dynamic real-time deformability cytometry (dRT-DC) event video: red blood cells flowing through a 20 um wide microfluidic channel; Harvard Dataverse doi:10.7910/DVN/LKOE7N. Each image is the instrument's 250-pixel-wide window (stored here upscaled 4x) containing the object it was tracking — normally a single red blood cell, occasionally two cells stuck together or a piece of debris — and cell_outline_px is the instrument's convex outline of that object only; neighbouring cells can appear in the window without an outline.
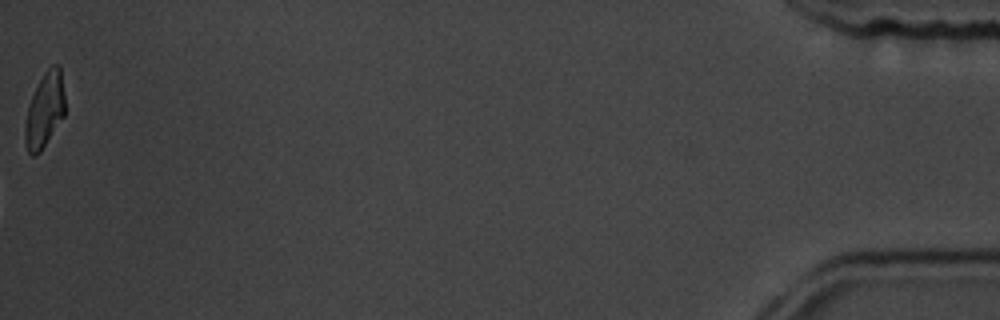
{"species": "common noctule bat (a hibernating species)", "species_latin": "Nyctalus noctula", "temperature_condition": "room temperature", "stored_images_in_passage": 15, "camera_frame_rate_fps": 3000, "um_per_image_px": 0.085, "animal": {"sex": "male", "body_mass_g": 19.5, "forearm_length_mm": 54.6}, "frame": {"image": 1, "passage_image": 15, "time_ms": 18.0, "image_size_px": [1000, 320], "cell_outline_px": [[64, 116], [40, 152], [36, 156], [32, 156], [28, 152], [24, 140], [24, 124], [28, 104], [44, 72], [52, 64], [60, 64], [64, 96]], "centroid_in_image_um": [3.78, 9.37], "position_along_channel_um": 431.4, "area_um2": 17.46}, "authors_computed_cell_mechanics": {"area_um2": 17.2822, "velocity_mm_per_s": 3.5757, "shape_relaxation_time_tau1_ms": 1.725, "shape_relaxation_time_tau2_ms": null, "deformation_change_tau1": 0.0593, "deformation_change_tau2": null}}